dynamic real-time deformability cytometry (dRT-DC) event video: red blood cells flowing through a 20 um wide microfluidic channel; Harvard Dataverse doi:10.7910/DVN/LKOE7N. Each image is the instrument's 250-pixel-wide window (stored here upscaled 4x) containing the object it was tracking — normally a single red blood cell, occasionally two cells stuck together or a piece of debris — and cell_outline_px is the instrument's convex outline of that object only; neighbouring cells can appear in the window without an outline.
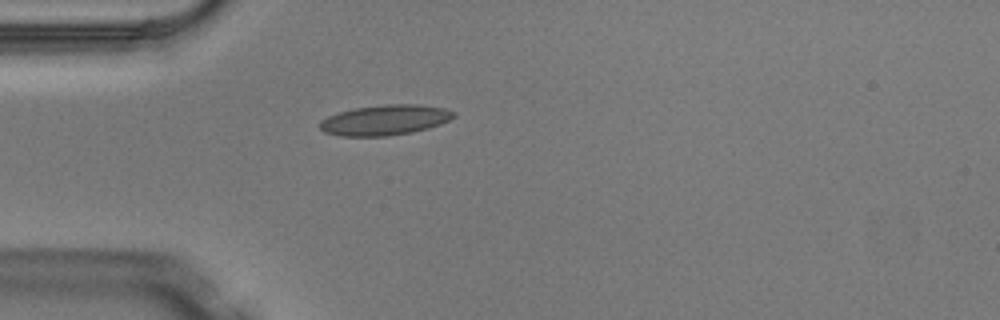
{"species": "Egyptian fruit bat (a non-hibernating species)", "species_latin": "Rousettus aegyptiacus", "temperature_condition": "warm", "stored_images_in_passage": 1, "camera_frame_rate_fps": 3000, "um_per_image_px": 0.085, "animal": {"sex": "male"}, "frame": {"image": 1, "passage_image": 1, "time_ms": 0.0, "image_size_px": [1000, 320], "cell_outline_px": [[456, 116], [440, 124], [428, 128], [412, 132], [388, 136], [340, 136], [324, 132], [320, 128], [320, 120], [328, 116], [352, 108], [384, 104], [416, 104], [444, 108], [456, 112]], "centroid_in_image_um": [32.71, 10.2], "position_along_channel_um": 52.3, "area_um2": 23.7}}